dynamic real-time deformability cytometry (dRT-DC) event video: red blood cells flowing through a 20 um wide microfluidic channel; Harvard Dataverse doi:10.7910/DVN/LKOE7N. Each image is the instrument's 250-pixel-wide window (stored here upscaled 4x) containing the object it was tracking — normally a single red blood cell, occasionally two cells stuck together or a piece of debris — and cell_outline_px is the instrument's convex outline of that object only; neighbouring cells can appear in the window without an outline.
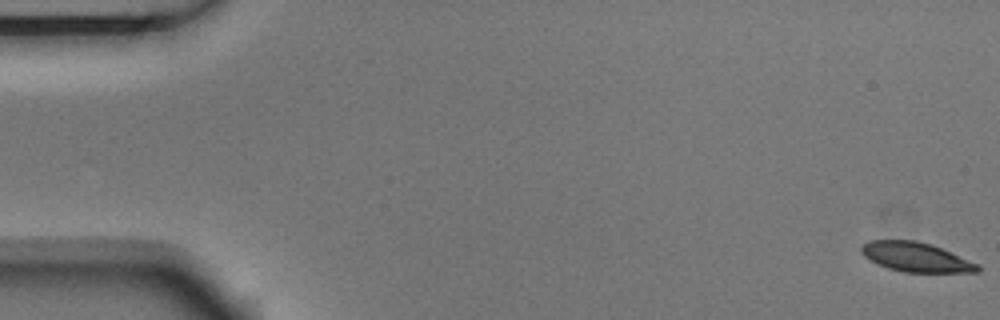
{"species": "Egyptian fruit bat (a non-hibernating species)", "species_latin": "Rousettus aegyptiacus", "temperature_condition": "room temperature", "stored_images_in_passage": 5, "camera_frame_rate_fps": 3000, "um_per_image_px": 0.085, "animal": {"sex": "male"}, "frame": {"image": 1, "passage_image": 1, "time_ms": 0.0, "image_size_px": [1000, 320], "cell_outline_px": [[980, 272], [904, 272], [888, 268], [876, 264], [864, 256], [860, 252], [860, 248], [868, 240], [916, 240], [940, 248], [980, 264]], "centroid_in_image_um": [77.83, 21.86], "position_along_channel_um": 7.2, "area_um2": 19.88}}
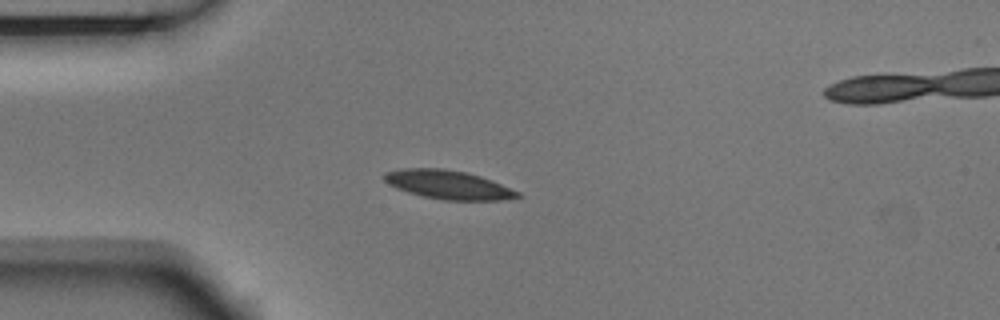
{"frame": {"image": 2, "passage_image": 5, "time_ms": 1.333, "image_size_px": [1000, 320], "cell_outline_px": [[524, 196], [504, 200], [444, 200], [424, 196], [408, 192], [396, 188], [388, 184], [380, 176], [384, 172], [404, 168], [444, 168], [468, 172], [492, 180], [520, 192]], "centroid_in_image_um": [38.1, 15.69], "position_along_channel_um": 46.9, "area_um2": 22.6}}